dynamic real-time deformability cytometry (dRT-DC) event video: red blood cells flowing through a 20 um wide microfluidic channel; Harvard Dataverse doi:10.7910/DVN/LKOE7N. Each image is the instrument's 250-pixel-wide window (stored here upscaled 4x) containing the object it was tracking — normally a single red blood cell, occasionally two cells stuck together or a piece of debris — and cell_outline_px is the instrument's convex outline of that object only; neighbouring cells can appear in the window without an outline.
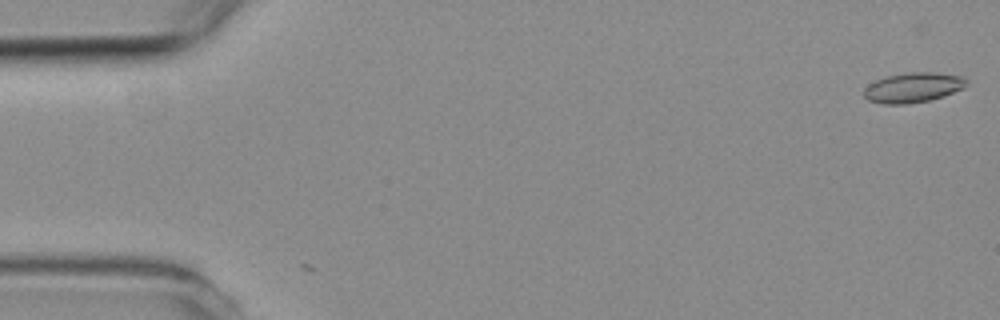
{"species": "common noctule bat (a hibernating species)", "species_latin": "Nyctalus noctula", "temperature_condition": "room temperature", "stored_images_in_passage": 4, "camera_frame_rate_fps": 3000, "um_per_image_px": 0.085, "animal": {"sex": "female", "body_mass_g": 19.3, "forearm_length_mm": 54.1}, "frame": {"image": 1, "passage_image": 1, "time_ms": 0.0, "image_size_px": [1000, 320], "cell_outline_px": [[968, 84], [944, 96], [928, 100], [908, 104], [884, 104], [868, 100], [864, 96], [864, 88], [868, 84], [876, 80], [888, 76], [908, 72], [936, 72], [964, 76], [968, 80]], "centroid_in_image_um": [77.61, 7.43], "position_along_channel_um": 7.4, "area_um2": 17.86}}
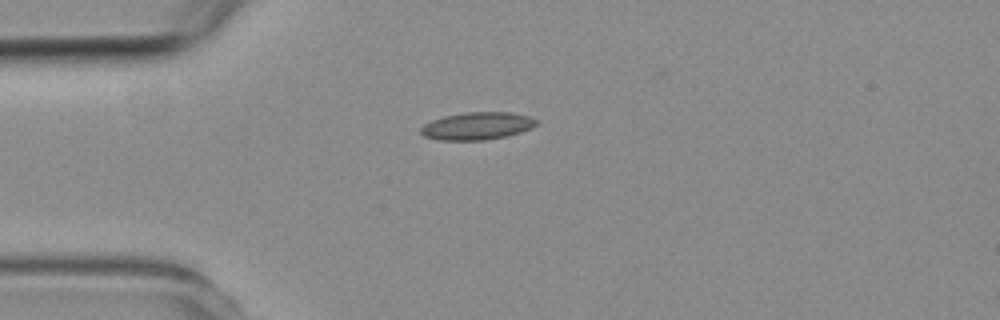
{"frame": {"image": 2, "passage_image": 3, "time_ms": 4.0, "image_size_px": [1000, 320], "cell_outline_px": [[536, 124], [532, 128], [508, 136], [484, 140], [440, 140], [424, 136], [420, 132], [420, 128], [424, 124], [432, 120], [444, 116], [468, 112], [508, 112], [528, 116], [536, 120]], "centroid_in_image_um": [40.54, 10.71], "position_along_channel_um": 44.5, "area_um2": 18.44}}